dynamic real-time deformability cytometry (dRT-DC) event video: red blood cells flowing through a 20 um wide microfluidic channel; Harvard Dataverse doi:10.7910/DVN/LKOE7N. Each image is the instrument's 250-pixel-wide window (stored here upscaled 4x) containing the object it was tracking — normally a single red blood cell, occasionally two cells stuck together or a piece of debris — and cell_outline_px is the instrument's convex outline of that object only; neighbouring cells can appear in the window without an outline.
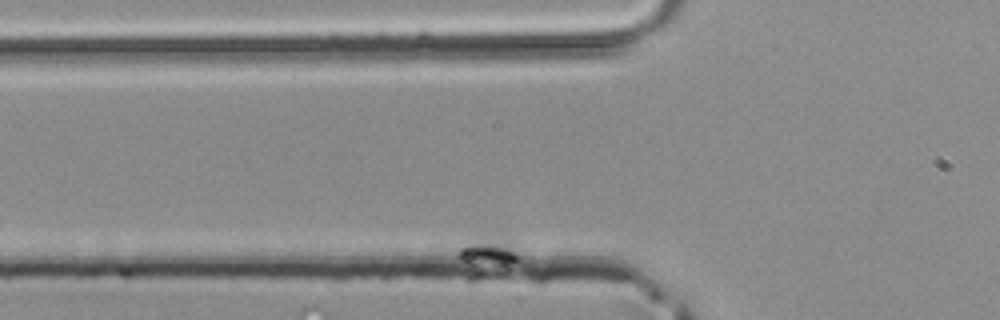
{"species": "common noctule bat (a hibernating species)", "species_latin": "Nyctalus noctula", "temperature_condition": "room temperature", "stored_images_in_passage": 7, "camera_frame_rate_fps": 3000, "um_per_image_px": 0.085, "animal": {"sex": "male", "body_mass_g": 20.4}, "frame": {"image": 1, "passage_image": 2, "time_ms": 0.333, "image_size_px": [1000, 320], "cell_outline_px": [[516, 260], [492, 276], [480, 276], [456, 256], [456, 252], [468, 236], [500, 236], [512, 240], [516, 256]], "centroid_in_image_um": [41.39, 21.59], "position_along_channel_um": 84.4, "area_um2": 13.01}}